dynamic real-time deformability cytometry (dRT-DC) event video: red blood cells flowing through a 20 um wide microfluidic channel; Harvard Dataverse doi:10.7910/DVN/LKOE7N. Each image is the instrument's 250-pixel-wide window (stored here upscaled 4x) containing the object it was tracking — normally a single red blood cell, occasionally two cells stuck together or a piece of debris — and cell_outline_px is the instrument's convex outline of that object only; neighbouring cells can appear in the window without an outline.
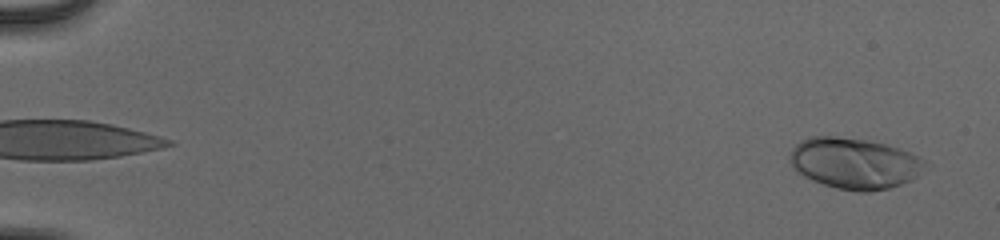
{"species": "human", "species_latin": "Homo sapiens", "temperature_condition": "cold", "stored_images_in_passage": 53, "camera_frame_rate_fps": 3000, "um_per_image_px": 0.085, "donor": {"sex": "male"}, "frame": {"image": 1, "passage_image": 2, "time_ms": 0.333, "image_size_px": [1000, 240], "cell_outline_px": [[924, 164], [916, 176], [900, 184], [888, 188], [868, 192], [860, 192], [836, 188], [812, 180], [796, 172], [792, 168], [788, 156], [792, 148], [800, 140], [812, 136], [836, 136], [868, 140], [884, 144], [908, 152], [924, 160]], "centroid_in_image_um": [72.52, 13.87], "position_along_channel_um": 12.5, "area_um2": 39.82}}
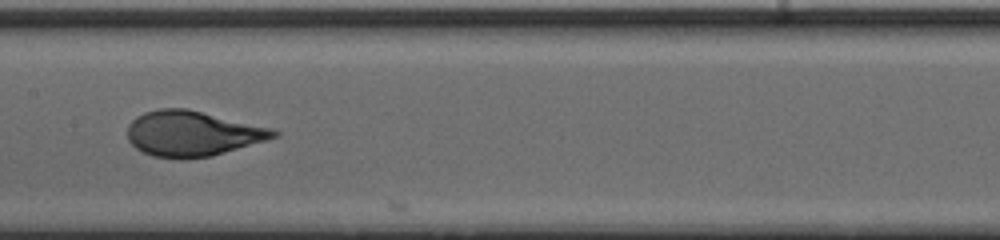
{"frame": {"image": 2, "passage_image": 29, "time_ms": 9.333, "image_size_px": [1000, 240], "cell_outline_px": [[280, 136], [212, 156], [152, 156], [136, 148], [128, 140], [128, 124], [136, 116], [144, 112], [160, 108], [188, 108], [272, 128], [280, 132]], "centroid_in_image_um": [16.37, 11.31], "position_along_channel_um": 191.0, "area_um2": 38.03}}
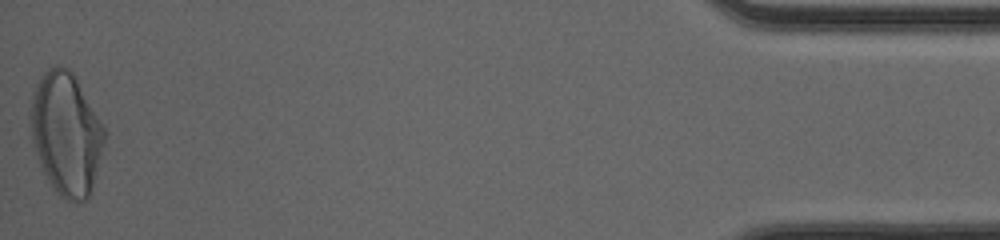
{"frame": {"image": 3, "passage_image": 53, "time_ms": 17.333, "image_size_px": [1000, 240], "cell_outline_px": [[108, 132], [92, 192], [88, 200], [68, 200], [60, 196], [44, 172], [40, 164], [32, 144], [28, 116], [28, 112], [32, 92], [40, 76], [48, 68], [56, 64], [60, 64], [68, 68], [76, 76]], "centroid_in_image_um": [5.63, 11.31], "position_along_channel_um": 429.6, "area_um2": 53.87}, "authors_computed_cell_mechanics": {"area_um2": 38.6104, "velocity_mm_per_s": 3.9788, "shape_relaxation_time_tau1_ms": 3.5094, "shape_relaxation_time_tau2_ms": null, "deformation_change_tau1": 0.2093, "deformation_change_tau2": null}}